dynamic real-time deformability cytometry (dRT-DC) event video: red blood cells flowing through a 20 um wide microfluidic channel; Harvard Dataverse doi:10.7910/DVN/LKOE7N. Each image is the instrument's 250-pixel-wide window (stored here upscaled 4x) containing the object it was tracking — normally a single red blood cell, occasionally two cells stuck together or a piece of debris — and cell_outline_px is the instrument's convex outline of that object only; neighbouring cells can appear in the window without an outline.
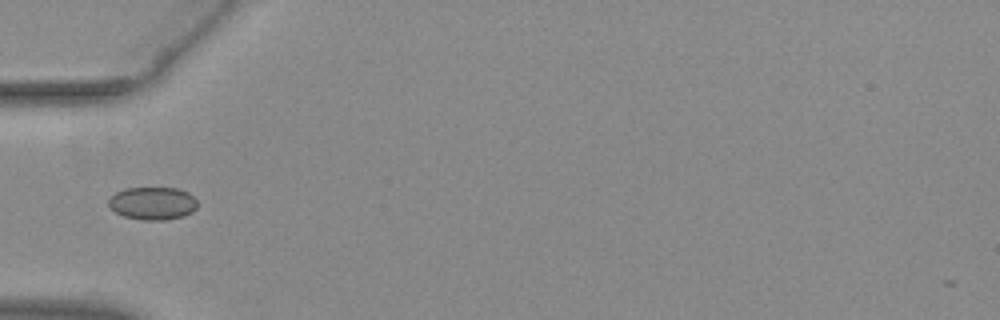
{"species": "common noctule bat (a hibernating species)", "species_latin": "Nyctalus noctula", "temperature_condition": "warm", "stored_images_in_passage": 25, "camera_frame_rate_fps": 3000, "um_per_image_px": 0.085, "animal": {"sex": "female", "body_mass_g": 29.2, "forearm_length_mm": 56.3}, "frame": {"image": 1, "passage_image": 1, "time_ms": 0.0, "image_size_px": [1000, 320], "cell_outline_px": [[196, 208], [192, 212], [184, 216], [164, 220], [144, 220], [124, 216], [116, 212], [108, 204], [108, 200], [116, 192], [124, 188], [176, 188], [188, 192], [196, 200]], "centroid_in_image_um": [12.98, 17.28], "position_along_channel_um": 72.0, "area_um2": 16.88}}
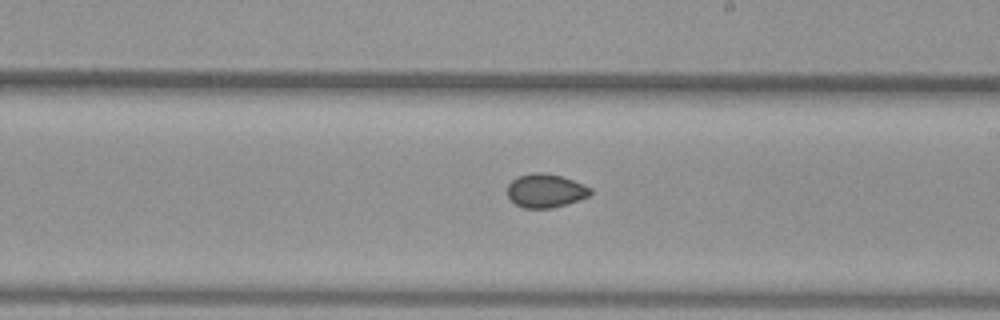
{"frame": {"image": 2, "passage_image": 14, "time_ms": 4.333, "image_size_px": [1000, 320], "cell_outline_px": [[592, 192], [588, 196], [568, 204], [552, 208], [524, 208], [516, 204], [508, 196], [508, 184], [516, 176], [536, 172], [544, 172], [560, 176], [572, 180], [592, 188]], "centroid_in_image_um": [46.37, 16.21], "position_along_channel_um": 242.6, "area_um2": 16.24}}
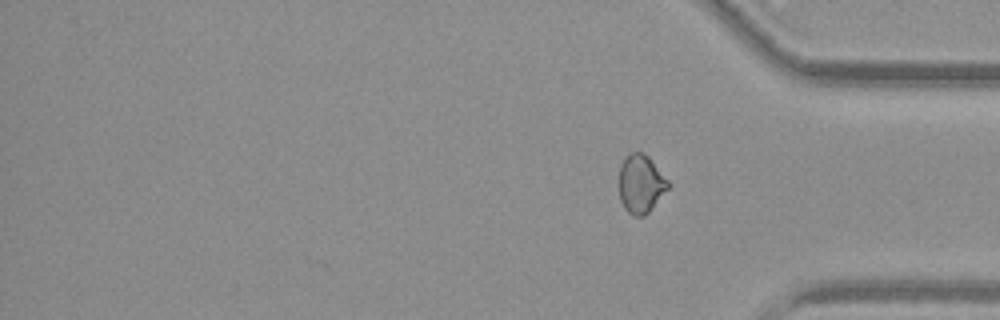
{"frame": {"image": 3, "passage_image": 25, "time_ms": 8.0, "image_size_px": [1000, 320], "cell_outline_px": [[672, 184], [648, 212], [644, 216], [632, 216], [624, 208], [620, 200], [620, 164], [628, 152], [644, 152], [648, 156]], "centroid_in_image_um": [54.47, 15.61], "position_along_channel_um": 380.7, "area_um2": 16.76}, "authors_computed_cell_mechanics": {"area_um2": 16.2418, "velocity_mm_per_s": 3.9228, "shape_relaxation_time_tau1_ms": null, "shape_relaxation_time_tau2_ms": 2.7626, "deformation_change_tau1": null, "deformation_change_tau2": 0.0366}}